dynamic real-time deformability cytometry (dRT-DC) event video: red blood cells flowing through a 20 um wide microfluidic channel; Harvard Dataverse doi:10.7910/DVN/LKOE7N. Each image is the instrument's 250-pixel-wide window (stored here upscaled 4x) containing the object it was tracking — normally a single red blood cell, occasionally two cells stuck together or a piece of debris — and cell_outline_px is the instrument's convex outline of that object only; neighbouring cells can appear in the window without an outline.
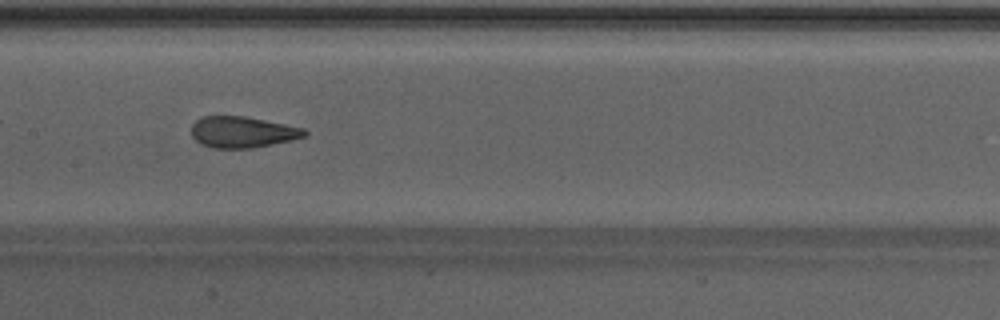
{"species": "Egyptian fruit bat (a non-hibernating species)", "species_latin": "Rousettus aegyptiacus", "temperature_condition": "warm", "stored_images_in_passage": 36, "camera_frame_rate_fps": 3000, "um_per_image_px": 0.085, "animal": {"sex": "male"}, "frame": {"image": 1, "passage_image": 11, "time_ms": 3.333, "image_size_px": [1000, 320], "cell_outline_px": [[308, 136], [292, 140], [252, 148], [212, 148], [200, 144], [192, 136], [192, 124], [200, 116], [244, 116], [304, 128], [308, 132]], "centroid_in_image_um": [20.6, 11.23], "position_along_channel_um": 186.8, "area_um2": 20.63}, "authors_computed_cell_mechanics": {"area_um2": 21.0392, "velocity_mm_per_s": 4.2943, "shape_relaxation_time_tau1_ms": 3.9797, "shape_relaxation_time_tau2_ms": 0.8552, "deformation_change_tau1": 0.1671, "deformation_change_tau2": 0.0753}}